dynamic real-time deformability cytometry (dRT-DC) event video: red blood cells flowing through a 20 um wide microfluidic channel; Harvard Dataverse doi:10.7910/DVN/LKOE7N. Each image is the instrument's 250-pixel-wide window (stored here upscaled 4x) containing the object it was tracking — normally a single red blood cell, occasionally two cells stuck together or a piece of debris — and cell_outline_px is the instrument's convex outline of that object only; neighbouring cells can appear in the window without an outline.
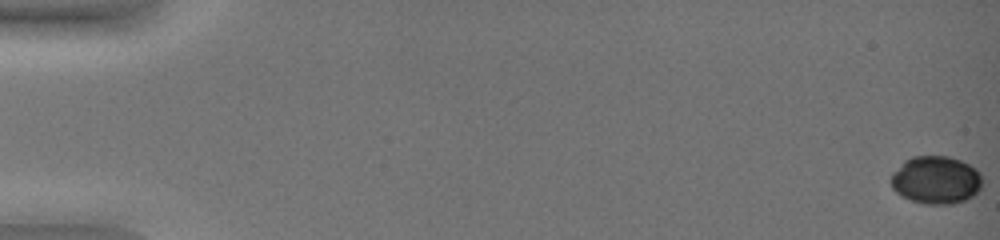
{"species": "common noctule bat (a hibernating species)", "species_latin": "Nyctalus noctula", "temperature_condition": "warm", "stored_images_in_passage": 24, "camera_frame_rate_fps": 3000, "um_per_image_px": 0.085, "animal": {"sex": "female", "body_mass_g": 19.0, "forearm_length_mm": 51.5}, "frame": {"image": 1, "passage_image": 1, "time_ms": 0.0, "image_size_px": [1000, 240], "cell_outline_px": [[980, 188], [972, 196], [964, 200], [952, 204], [924, 204], [900, 196], [892, 188], [888, 180], [892, 172], [904, 160], [912, 156], [948, 156], [960, 160], [976, 168], [980, 172]], "centroid_in_image_um": [79.49, 15.29], "position_along_channel_um": 5.5, "area_um2": 25.66}}
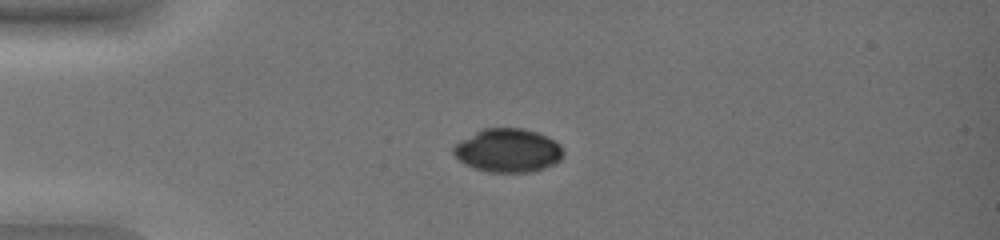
{"frame": {"image": 2, "passage_image": 16, "time_ms": 5.0, "image_size_px": [1000, 240], "cell_outline_px": [[564, 152], [560, 160], [544, 168], [532, 172], [488, 172], [464, 164], [452, 152], [452, 148], [460, 140], [484, 128], [524, 128], [536, 132], [560, 144]], "centroid_in_image_um": [43.17, 12.79], "position_along_channel_um": 41.8, "area_um2": 27.69}}